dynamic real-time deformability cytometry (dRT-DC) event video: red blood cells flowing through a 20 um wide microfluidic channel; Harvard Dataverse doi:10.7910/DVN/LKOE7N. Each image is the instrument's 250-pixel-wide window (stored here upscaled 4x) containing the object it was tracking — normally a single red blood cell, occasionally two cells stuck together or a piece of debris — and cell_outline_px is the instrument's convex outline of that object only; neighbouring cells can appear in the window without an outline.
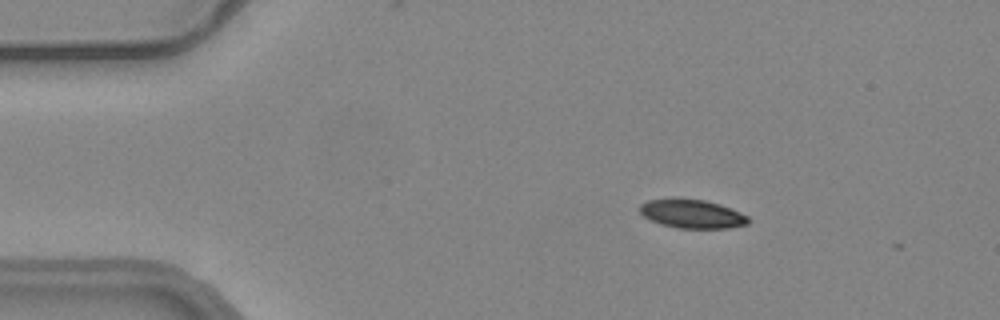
{"species": "common noctule bat (a hibernating species)", "species_latin": "Nyctalus noctula", "temperature_condition": "warm", "stored_images_in_passage": 3, "camera_frame_rate_fps": 3000, "um_per_image_px": 0.085, "animal": {"sex": "female", "body_mass_g": 24.6, "forearm_length_mm": 56.2}, "frame": {"image": 1, "passage_image": 1, "time_ms": 0.0, "image_size_px": [1000, 320], "cell_outline_px": [[748, 224], [728, 228], [676, 228], [660, 224], [644, 216], [640, 212], [640, 204], [648, 200], [704, 200], [720, 204], [740, 212], [748, 216]], "centroid_in_image_um": [58.85, 18.2], "position_along_channel_um": 26.1, "area_um2": 17.69}}